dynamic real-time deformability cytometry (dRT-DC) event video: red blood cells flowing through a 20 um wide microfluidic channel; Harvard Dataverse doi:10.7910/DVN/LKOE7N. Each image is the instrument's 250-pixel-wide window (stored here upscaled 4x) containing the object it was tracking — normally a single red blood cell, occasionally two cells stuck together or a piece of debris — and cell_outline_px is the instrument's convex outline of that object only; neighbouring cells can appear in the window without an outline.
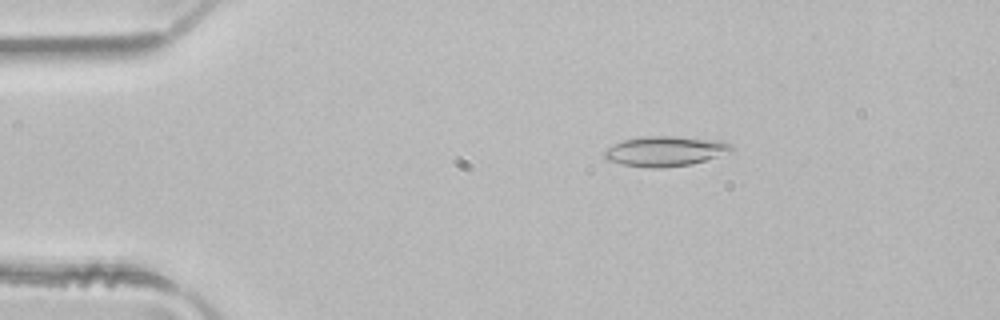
{"species": "common noctule bat (a hibernating species)", "species_latin": "Nyctalus noctula", "temperature_condition": "room temperature", "stored_images_in_passage": 48, "camera_frame_rate_fps": 3000, "um_per_image_px": 0.085, "animal": {"sex": "male", "body_mass_g": 21.5, "forearm_length_mm": 52.0}, "frame": {"image": 1, "passage_image": 8, "time_ms": 2.333, "image_size_px": [1000, 320], "cell_outline_px": [[732, 148], [716, 156], [692, 164], [660, 168], [652, 168], [620, 164], [608, 160], [604, 156], [604, 152], [608, 148], [624, 140], [644, 136], [676, 136], [720, 140], [732, 144]], "centroid_in_image_um": [56.51, 12.84], "position_along_channel_um": 28.5, "area_um2": 21.85}}
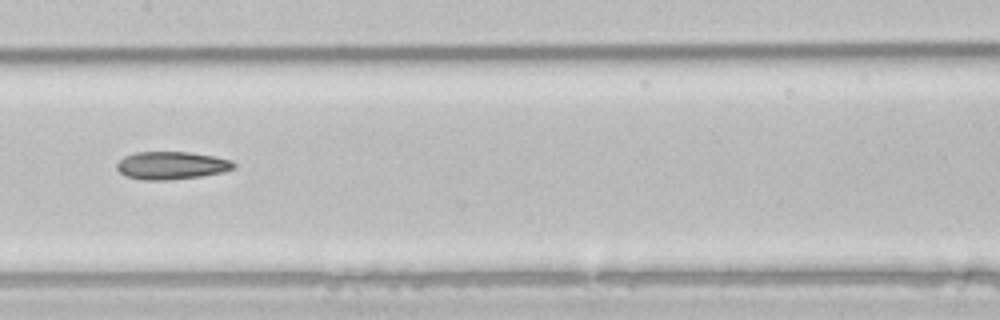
{"frame": {"image": 2, "passage_image": 24, "time_ms": 7.667, "image_size_px": [1000, 320], "cell_outline_px": [[236, 168], [224, 172], [200, 176], [164, 180], [144, 180], [128, 176], [120, 172], [116, 168], [116, 164], [124, 156], [136, 152], [188, 152], [216, 156], [232, 160], [236, 164]], "centroid_in_image_um": [14.62, 14.05], "position_along_channel_um": 192.8, "area_um2": 18.96}}
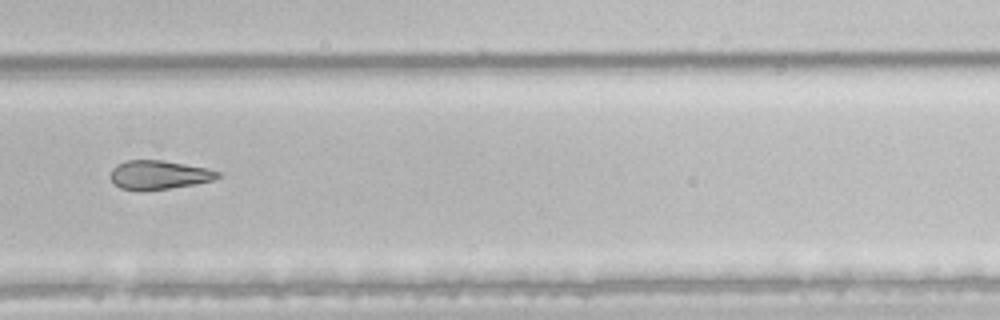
{"frame": {"image": 3, "passage_image": 33, "time_ms": 10.667, "image_size_px": [1000, 320], "cell_outline_px": [[220, 176], [216, 180], [196, 184], [144, 192], [136, 192], [120, 188], [112, 180], [112, 168], [116, 164], [128, 160], [160, 160], [208, 168], [220, 172]], "centroid_in_image_um": [13.52, 14.89], "position_along_channel_um": 316.3, "area_um2": 18.32}, "authors_computed_cell_mechanics": {"area_um2": 20.9525, "velocity_mm_per_s": 4.1414, "shape_relaxation_time_tau1_ms": null, "shape_relaxation_time_tau2_ms": 10.2345, "deformation_change_tau1": null, "deformation_change_tau2": 0.2457}}